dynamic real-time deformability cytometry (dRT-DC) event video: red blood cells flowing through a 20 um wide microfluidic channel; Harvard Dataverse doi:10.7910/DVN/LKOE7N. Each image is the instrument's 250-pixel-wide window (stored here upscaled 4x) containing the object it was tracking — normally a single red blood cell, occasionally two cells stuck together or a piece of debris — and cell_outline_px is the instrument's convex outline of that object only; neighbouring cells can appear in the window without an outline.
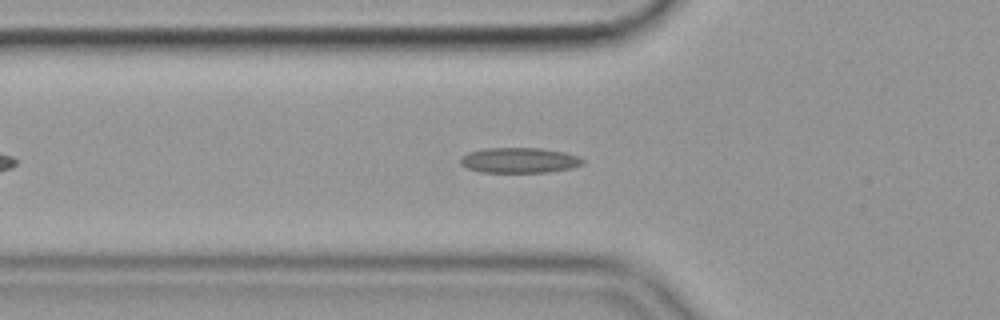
{"species": "common noctule bat (a hibernating species)", "species_latin": "Nyctalus noctula", "temperature_condition": "cold", "stored_images_in_passage": 36, "camera_frame_rate_fps": 3000, "um_per_image_px": 0.085, "animal": {"sex": "female", "body_mass_g": 19.9}, "frame": {"image": 1, "passage_image": 11, "time_ms": 3.333, "image_size_px": [1000, 320], "cell_outline_px": [[584, 164], [572, 168], [548, 172], [480, 172], [468, 168], [460, 164], [460, 156], [468, 152], [484, 148], [540, 148], [564, 152], [580, 156], [584, 160]], "centroid_in_image_um": [44.15, 13.62], "position_along_channel_um": 81.7, "area_um2": 18.21}, "authors_computed_cell_mechanics": {"area_um2": 16.9932, "velocity_mm_per_s": 3.5818, "shape_relaxation_time_tau1_ms": null, "shape_relaxation_time_tau2_ms": 3.0511, "deformation_change_tau1": null, "deformation_change_tau2": 0.1076}}